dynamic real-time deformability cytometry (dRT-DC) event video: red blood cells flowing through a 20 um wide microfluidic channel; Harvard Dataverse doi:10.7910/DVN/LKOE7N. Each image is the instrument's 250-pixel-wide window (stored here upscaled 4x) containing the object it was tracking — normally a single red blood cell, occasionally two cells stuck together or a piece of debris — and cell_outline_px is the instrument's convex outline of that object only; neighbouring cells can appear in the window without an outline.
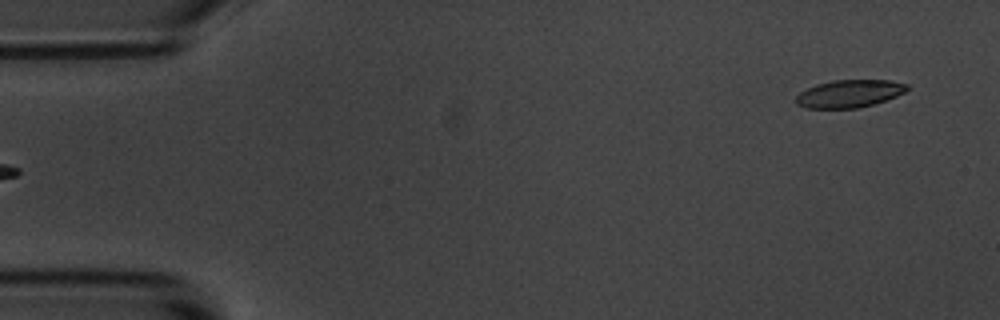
{"species": "common noctule bat (a hibernating species)", "species_latin": "Nyctalus noctula", "temperature_condition": "room temperature", "stored_images_in_passage": 3, "camera_frame_rate_fps": 3000, "um_per_image_px": 0.085, "animal": {"sex": "male", "body_mass_g": 20.1, "forearm_length_mm": 53.5}, "frame": {"image": 1, "passage_image": 3, "time_ms": 0.667, "image_size_px": [1000, 320], "cell_outline_px": [[908, 88], [904, 92], [888, 100], [856, 108], [804, 108], [796, 104], [796, 96], [800, 92], [816, 84], [832, 80], [888, 80], [908, 84]], "centroid_in_image_um": [72.18, 7.96], "position_along_channel_um": 12.8, "area_um2": 17.86}}